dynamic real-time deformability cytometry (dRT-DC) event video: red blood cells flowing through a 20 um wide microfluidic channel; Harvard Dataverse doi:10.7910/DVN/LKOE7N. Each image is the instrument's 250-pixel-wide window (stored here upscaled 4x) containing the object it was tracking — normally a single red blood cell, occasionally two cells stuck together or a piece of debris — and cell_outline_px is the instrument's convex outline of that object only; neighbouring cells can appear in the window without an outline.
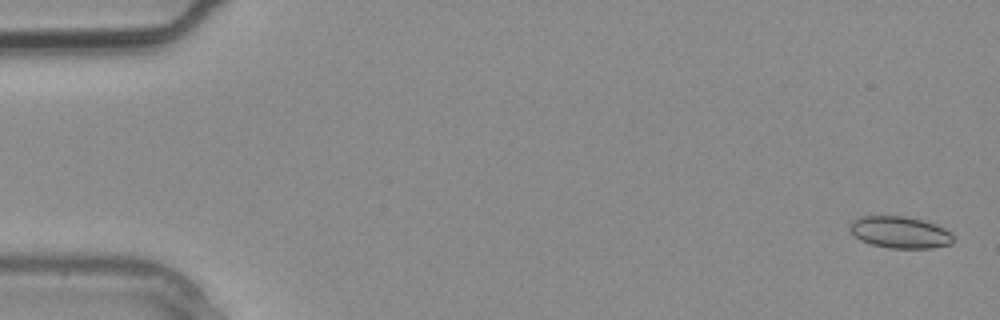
{"species": "common noctule bat (a hibernating species)", "species_latin": "Nyctalus noctula", "temperature_condition": "warm", "stored_images_in_passage": 2, "segment_of_instrument_passage": [2, 2], "camera_frame_rate_fps": 3000, "um_per_image_px": 0.085, "animal": {"sex": "male", "body_mass_g": 20.4}, "frame": {"image": 1, "passage_image": 2, "time_ms": 0.333, "image_size_px": [1000, 320], "cell_outline_px": [[952, 244], [932, 248], [888, 248], [872, 244], [860, 240], [848, 228], [848, 224], [852, 220], [860, 216], [904, 216], [936, 224], [944, 228], [952, 236]], "centroid_in_image_um": [76.45, 19.74], "position_along_channel_um": 8.5, "area_um2": 19.07}}